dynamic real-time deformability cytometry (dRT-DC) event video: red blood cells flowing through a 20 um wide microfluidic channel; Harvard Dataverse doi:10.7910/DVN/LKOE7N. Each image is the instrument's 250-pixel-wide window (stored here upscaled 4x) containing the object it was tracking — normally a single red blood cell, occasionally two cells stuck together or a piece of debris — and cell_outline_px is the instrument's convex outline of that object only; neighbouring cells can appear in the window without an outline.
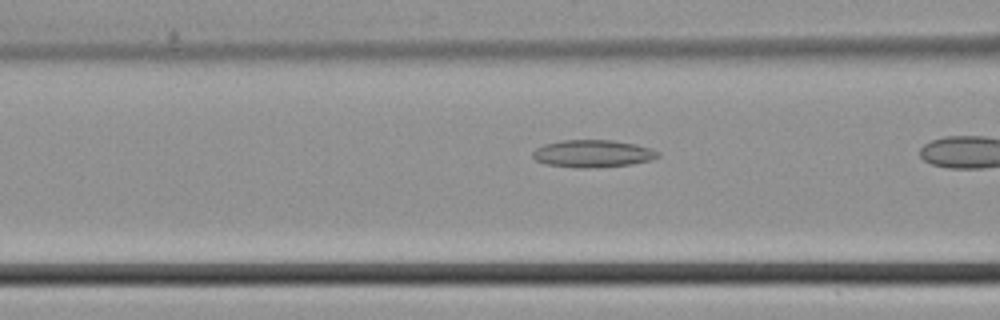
{"species": "common noctule bat (a hibernating species)", "species_latin": "Nyctalus noctula", "temperature_condition": "cold", "stored_images_in_passage": 16, "camera_frame_rate_fps": 3000, "um_per_image_px": 0.085, "animal": {"sex": "male", "body_mass_g": 21.5, "forearm_length_mm": 52.0}, "frame": {"image": 1, "passage_image": 14, "time_ms": 4.333, "image_size_px": [1000, 320], "cell_outline_px": [[660, 156], [652, 160], [632, 164], [592, 168], [576, 168], [544, 164], [536, 160], [532, 156], [532, 152], [536, 148], [544, 144], [564, 140], [612, 140], [636, 144], [660, 152]], "centroid_in_image_um": [50.37, 13.06], "position_along_channel_um": 116.2, "area_um2": 20.11}}